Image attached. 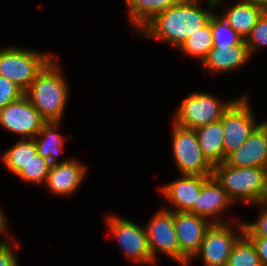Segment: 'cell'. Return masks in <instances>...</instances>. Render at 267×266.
<instances>
[{"label":"cell","instance_id":"1","mask_svg":"<svg viewBox=\"0 0 267 266\" xmlns=\"http://www.w3.org/2000/svg\"><path fill=\"white\" fill-rule=\"evenodd\" d=\"M197 4V0H180L144 25L141 28L143 35L159 38L179 48L188 36L210 20L212 12L202 10Z\"/></svg>","mask_w":267,"mask_h":266},{"label":"cell","instance_id":"2","mask_svg":"<svg viewBox=\"0 0 267 266\" xmlns=\"http://www.w3.org/2000/svg\"><path fill=\"white\" fill-rule=\"evenodd\" d=\"M58 69L53 57L24 92L46 122H60L68 97V87Z\"/></svg>","mask_w":267,"mask_h":266},{"label":"cell","instance_id":"3","mask_svg":"<svg viewBox=\"0 0 267 266\" xmlns=\"http://www.w3.org/2000/svg\"><path fill=\"white\" fill-rule=\"evenodd\" d=\"M212 176L233 201L239 199L267 205V168L232 167L224 162L213 166Z\"/></svg>","mask_w":267,"mask_h":266},{"label":"cell","instance_id":"4","mask_svg":"<svg viewBox=\"0 0 267 266\" xmlns=\"http://www.w3.org/2000/svg\"><path fill=\"white\" fill-rule=\"evenodd\" d=\"M51 59L49 54L33 50L1 49L0 76L12 81L25 92Z\"/></svg>","mask_w":267,"mask_h":266},{"label":"cell","instance_id":"5","mask_svg":"<svg viewBox=\"0 0 267 266\" xmlns=\"http://www.w3.org/2000/svg\"><path fill=\"white\" fill-rule=\"evenodd\" d=\"M235 100L220 104L210 94L193 93L183 100L178 108L174 123L188 129L196 130L210 123L220 121L223 113Z\"/></svg>","mask_w":267,"mask_h":266},{"label":"cell","instance_id":"6","mask_svg":"<svg viewBox=\"0 0 267 266\" xmlns=\"http://www.w3.org/2000/svg\"><path fill=\"white\" fill-rule=\"evenodd\" d=\"M173 154L183 175L212 176L213 166L203 156L195 130L174 124Z\"/></svg>","mask_w":267,"mask_h":266},{"label":"cell","instance_id":"7","mask_svg":"<svg viewBox=\"0 0 267 266\" xmlns=\"http://www.w3.org/2000/svg\"><path fill=\"white\" fill-rule=\"evenodd\" d=\"M247 98L235 100L223 113L220 121L223 127L224 162L226 157L246 142L255 125Z\"/></svg>","mask_w":267,"mask_h":266},{"label":"cell","instance_id":"8","mask_svg":"<svg viewBox=\"0 0 267 266\" xmlns=\"http://www.w3.org/2000/svg\"><path fill=\"white\" fill-rule=\"evenodd\" d=\"M173 215L180 249V263L188 266V261L197 256L207 230L213 223L222 222H217L215 219V222L209 223L208 218L190 212L173 211Z\"/></svg>","mask_w":267,"mask_h":266},{"label":"cell","instance_id":"9","mask_svg":"<svg viewBox=\"0 0 267 266\" xmlns=\"http://www.w3.org/2000/svg\"><path fill=\"white\" fill-rule=\"evenodd\" d=\"M45 122L25 95L0 110V124L24 139L34 138Z\"/></svg>","mask_w":267,"mask_h":266},{"label":"cell","instance_id":"10","mask_svg":"<svg viewBox=\"0 0 267 266\" xmlns=\"http://www.w3.org/2000/svg\"><path fill=\"white\" fill-rule=\"evenodd\" d=\"M108 223L129 258L137 262L155 264L149 248L146 228L143 229L134 222L115 215L108 218Z\"/></svg>","mask_w":267,"mask_h":266},{"label":"cell","instance_id":"11","mask_svg":"<svg viewBox=\"0 0 267 266\" xmlns=\"http://www.w3.org/2000/svg\"><path fill=\"white\" fill-rule=\"evenodd\" d=\"M148 244L155 260L156 251H162L180 263V249L174 224L173 210L162 208L146 229Z\"/></svg>","mask_w":267,"mask_h":266},{"label":"cell","instance_id":"12","mask_svg":"<svg viewBox=\"0 0 267 266\" xmlns=\"http://www.w3.org/2000/svg\"><path fill=\"white\" fill-rule=\"evenodd\" d=\"M239 238L228 225L213 223L207 230L197 255L202 254L205 266H227L233 246Z\"/></svg>","mask_w":267,"mask_h":266},{"label":"cell","instance_id":"13","mask_svg":"<svg viewBox=\"0 0 267 266\" xmlns=\"http://www.w3.org/2000/svg\"><path fill=\"white\" fill-rule=\"evenodd\" d=\"M224 163L239 168H267V129L260 124L244 144L226 157Z\"/></svg>","mask_w":267,"mask_h":266},{"label":"cell","instance_id":"14","mask_svg":"<svg viewBox=\"0 0 267 266\" xmlns=\"http://www.w3.org/2000/svg\"><path fill=\"white\" fill-rule=\"evenodd\" d=\"M182 179L175 180L161 188L162 193L173 205H176L174 212L193 213V204H197L202 184L209 176L183 175Z\"/></svg>","mask_w":267,"mask_h":266},{"label":"cell","instance_id":"15","mask_svg":"<svg viewBox=\"0 0 267 266\" xmlns=\"http://www.w3.org/2000/svg\"><path fill=\"white\" fill-rule=\"evenodd\" d=\"M85 175V167L75 160L52 164L46 184L57 195H68L77 189Z\"/></svg>","mask_w":267,"mask_h":266},{"label":"cell","instance_id":"16","mask_svg":"<svg viewBox=\"0 0 267 266\" xmlns=\"http://www.w3.org/2000/svg\"><path fill=\"white\" fill-rule=\"evenodd\" d=\"M231 201L227 192L216 179L213 176H209L202 184L197 204H193V213L204 218L216 216Z\"/></svg>","mask_w":267,"mask_h":266},{"label":"cell","instance_id":"17","mask_svg":"<svg viewBox=\"0 0 267 266\" xmlns=\"http://www.w3.org/2000/svg\"><path fill=\"white\" fill-rule=\"evenodd\" d=\"M250 53L245 40L236 46L231 47H213L203 65L212 71L233 70L244 64L249 58Z\"/></svg>","mask_w":267,"mask_h":266},{"label":"cell","instance_id":"18","mask_svg":"<svg viewBox=\"0 0 267 266\" xmlns=\"http://www.w3.org/2000/svg\"><path fill=\"white\" fill-rule=\"evenodd\" d=\"M266 10L262 5L243 1L229 8L223 17L245 39Z\"/></svg>","mask_w":267,"mask_h":266},{"label":"cell","instance_id":"19","mask_svg":"<svg viewBox=\"0 0 267 266\" xmlns=\"http://www.w3.org/2000/svg\"><path fill=\"white\" fill-rule=\"evenodd\" d=\"M203 156L212 165L224 162L223 127L217 121L195 130Z\"/></svg>","mask_w":267,"mask_h":266},{"label":"cell","instance_id":"20","mask_svg":"<svg viewBox=\"0 0 267 266\" xmlns=\"http://www.w3.org/2000/svg\"><path fill=\"white\" fill-rule=\"evenodd\" d=\"M129 8L131 22L142 28L156 14L166 11L180 0H125Z\"/></svg>","mask_w":267,"mask_h":266},{"label":"cell","instance_id":"21","mask_svg":"<svg viewBox=\"0 0 267 266\" xmlns=\"http://www.w3.org/2000/svg\"><path fill=\"white\" fill-rule=\"evenodd\" d=\"M59 122L49 121L42 125L36 136H44L42 139H35L37 153L49 160L51 164H56V156L63 148V141L60 134L56 132Z\"/></svg>","mask_w":267,"mask_h":266},{"label":"cell","instance_id":"22","mask_svg":"<svg viewBox=\"0 0 267 266\" xmlns=\"http://www.w3.org/2000/svg\"><path fill=\"white\" fill-rule=\"evenodd\" d=\"M241 237L233 246L227 266H262L256 247L244 233V225L239 224Z\"/></svg>","mask_w":267,"mask_h":266},{"label":"cell","instance_id":"23","mask_svg":"<svg viewBox=\"0 0 267 266\" xmlns=\"http://www.w3.org/2000/svg\"><path fill=\"white\" fill-rule=\"evenodd\" d=\"M212 48L213 37L211 31V17L205 26L197 30L194 34L188 36V38L179 47V49L184 53L202 60V63L207 58Z\"/></svg>","mask_w":267,"mask_h":266},{"label":"cell","instance_id":"24","mask_svg":"<svg viewBox=\"0 0 267 266\" xmlns=\"http://www.w3.org/2000/svg\"><path fill=\"white\" fill-rule=\"evenodd\" d=\"M36 153L37 148L34 138L21 139L5 152L2 160L10 171L17 174Z\"/></svg>","mask_w":267,"mask_h":266},{"label":"cell","instance_id":"25","mask_svg":"<svg viewBox=\"0 0 267 266\" xmlns=\"http://www.w3.org/2000/svg\"><path fill=\"white\" fill-rule=\"evenodd\" d=\"M213 47H231L240 45L245 39L240 36L223 16L211 15Z\"/></svg>","mask_w":267,"mask_h":266},{"label":"cell","instance_id":"26","mask_svg":"<svg viewBox=\"0 0 267 266\" xmlns=\"http://www.w3.org/2000/svg\"><path fill=\"white\" fill-rule=\"evenodd\" d=\"M51 163L48 159L43 158L41 155L36 153L32 156V159L27 163L26 166L16 174L24 181H29L33 183H44L47 180Z\"/></svg>","mask_w":267,"mask_h":266},{"label":"cell","instance_id":"27","mask_svg":"<svg viewBox=\"0 0 267 266\" xmlns=\"http://www.w3.org/2000/svg\"><path fill=\"white\" fill-rule=\"evenodd\" d=\"M245 42L250 55L257 45L267 46V10L258 19L251 33L245 38Z\"/></svg>","mask_w":267,"mask_h":266},{"label":"cell","instance_id":"28","mask_svg":"<svg viewBox=\"0 0 267 266\" xmlns=\"http://www.w3.org/2000/svg\"><path fill=\"white\" fill-rule=\"evenodd\" d=\"M24 96V91L12 81L0 76V110Z\"/></svg>","mask_w":267,"mask_h":266},{"label":"cell","instance_id":"29","mask_svg":"<svg viewBox=\"0 0 267 266\" xmlns=\"http://www.w3.org/2000/svg\"><path fill=\"white\" fill-rule=\"evenodd\" d=\"M244 233L248 237H267V207L254 223H245Z\"/></svg>","mask_w":267,"mask_h":266},{"label":"cell","instance_id":"30","mask_svg":"<svg viewBox=\"0 0 267 266\" xmlns=\"http://www.w3.org/2000/svg\"><path fill=\"white\" fill-rule=\"evenodd\" d=\"M0 266H18L15 254L7 242H0Z\"/></svg>","mask_w":267,"mask_h":266},{"label":"cell","instance_id":"31","mask_svg":"<svg viewBox=\"0 0 267 266\" xmlns=\"http://www.w3.org/2000/svg\"><path fill=\"white\" fill-rule=\"evenodd\" d=\"M254 243L261 265L267 266V237H249Z\"/></svg>","mask_w":267,"mask_h":266},{"label":"cell","instance_id":"32","mask_svg":"<svg viewBox=\"0 0 267 266\" xmlns=\"http://www.w3.org/2000/svg\"><path fill=\"white\" fill-rule=\"evenodd\" d=\"M5 217L3 216L2 212L0 211V232H6V221Z\"/></svg>","mask_w":267,"mask_h":266},{"label":"cell","instance_id":"33","mask_svg":"<svg viewBox=\"0 0 267 266\" xmlns=\"http://www.w3.org/2000/svg\"><path fill=\"white\" fill-rule=\"evenodd\" d=\"M244 2L255 3L264 6L267 9V0H244Z\"/></svg>","mask_w":267,"mask_h":266},{"label":"cell","instance_id":"34","mask_svg":"<svg viewBox=\"0 0 267 266\" xmlns=\"http://www.w3.org/2000/svg\"><path fill=\"white\" fill-rule=\"evenodd\" d=\"M208 2H209V5H210V9H211L212 7L215 6L216 3L219 2V0H208Z\"/></svg>","mask_w":267,"mask_h":266},{"label":"cell","instance_id":"35","mask_svg":"<svg viewBox=\"0 0 267 266\" xmlns=\"http://www.w3.org/2000/svg\"><path fill=\"white\" fill-rule=\"evenodd\" d=\"M262 125L267 129V122L262 123Z\"/></svg>","mask_w":267,"mask_h":266}]
</instances>
